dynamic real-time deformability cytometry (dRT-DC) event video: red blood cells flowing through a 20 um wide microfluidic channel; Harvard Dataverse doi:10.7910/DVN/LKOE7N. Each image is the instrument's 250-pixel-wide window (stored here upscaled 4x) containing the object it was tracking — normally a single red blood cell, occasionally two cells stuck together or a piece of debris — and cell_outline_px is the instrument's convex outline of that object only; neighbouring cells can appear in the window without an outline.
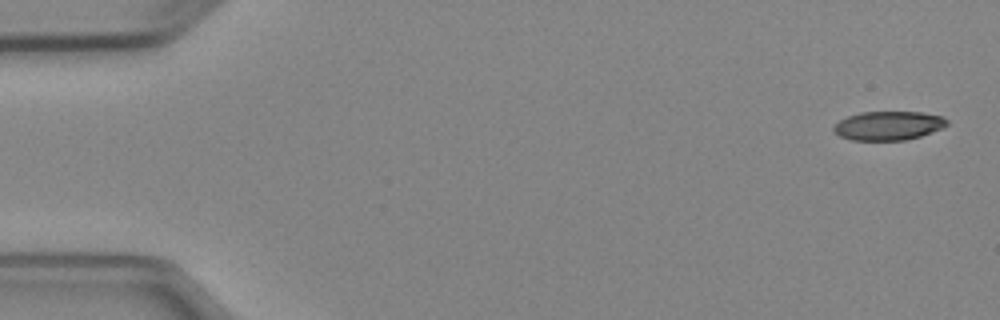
{"species": "Egyptian fruit bat (a non-hibernating species)", "species_latin": "Rousettus aegyptiacus", "temperature_condition": "cold", "stored_images_in_passage": 4, "camera_frame_rate_fps": 3000, "um_per_image_px": 0.085, "animal": {"sex": "female"}, "frame": {"image": 1, "passage_image": 1, "time_ms": 0.0, "image_size_px": [1000, 320], "cell_outline_px": [[948, 124], [944, 128], [920, 136], [904, 140], [852, 140], [840, 136], [832, 128], [840, 120], [848, 116], [860, 112], [920, 112], [944, 116], [948, 120]], "centroid_in_image_um": [75.55, 10.67], "position_along_channel_um": 9.4, "area_um2": 19.07}}